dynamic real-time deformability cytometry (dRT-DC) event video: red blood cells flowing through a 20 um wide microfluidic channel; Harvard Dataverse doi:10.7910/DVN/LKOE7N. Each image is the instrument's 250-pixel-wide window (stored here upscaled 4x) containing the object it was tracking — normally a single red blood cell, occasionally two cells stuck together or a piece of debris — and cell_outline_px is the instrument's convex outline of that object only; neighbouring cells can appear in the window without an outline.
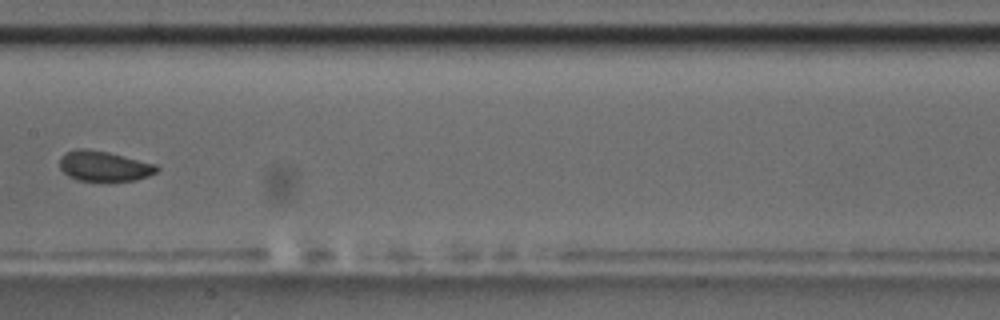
{"species": "common noctule bat (a hibernating species)", "species_latin": "Nyctalus noctula", "temperature_condition": "room temperature", "stored_images_in_passage": 15, "camera_frame_rate_fps": 3000, "um_per_image_px": 0.085, "animal": {"sex": "male", "body_mass_g": 17.5, "forearm_length_mm": 52.3}, "frame": {"image": 1, "passage_image": 9, "time_ms": 9.333, "image_size_px": [1000, 320], "cell_outline_px": [[160, 168], [156, 172], [148, 176], [136, 180], [76, 180], [68, 176], [60, 168], [60, 156], [64, 152], [76, 148], [84, 148], [108, 152], [156, 164]], "centroid_in_image_um": [8.82, 14.1], "position_along_channel_um": 198.6, "area_um2": 17.05}}